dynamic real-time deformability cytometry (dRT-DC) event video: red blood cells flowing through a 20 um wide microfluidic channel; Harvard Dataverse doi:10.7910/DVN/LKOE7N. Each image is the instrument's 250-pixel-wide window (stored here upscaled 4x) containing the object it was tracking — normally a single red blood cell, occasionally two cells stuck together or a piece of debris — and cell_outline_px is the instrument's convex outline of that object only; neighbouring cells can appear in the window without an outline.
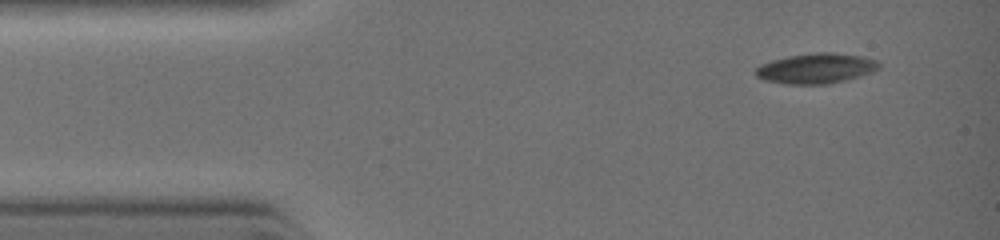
{"species": "common noctule bat (a hibernating species)", "species_latin": "Nyctalus noctula", "temperature_condition": "warm", "stored_images_in_passage": 4, "camera_frame_rate_fps": 3000, "um_per_image_px": 0.085, "animal": {"sex": "female", "body_mass_g": 19.0, "forearm_length_mm": 51.5}, "frame": {"image": 1, "passage_image": 1, "time_ms": 0.0, "image_size_px": [1000, 240], "cell_outline_px": [[880, 68], [872, 72], [844, 80], [828, 84], [784, 84], [764, 80], [756, 76], [756, 68], [760, 64], [772, 60], [788, 56], [820, 52], [832, 52], [864, 56], [876, 60], [880, 64]], "centroid_in_image_um": [69.37, 5.81], "position_along_channel_um": 15.6, "area_um2": 21.68}}
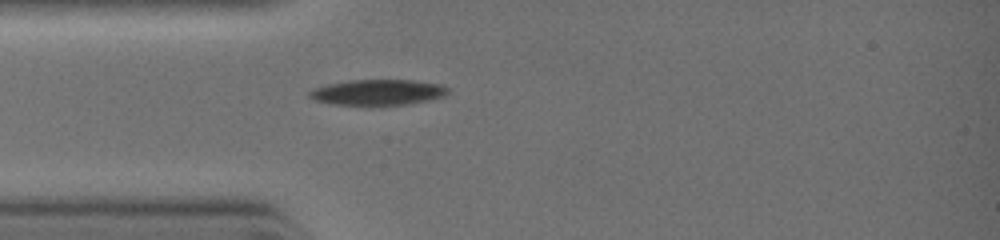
{"frame": {"image": 2, "passage_image": 4, "time_ms": 2.0, "image_size_px": [1000, 240], "cell_outline_px": [[448, 92], [444, 96], [428, 100], [408, 104], [332, 104], [316, 100], [308, 96], [308, 92], [312, 88], [328, 84], [352, 80], [412, 80], [440, 84], [448, 88]], "centroid_in_image_um": [32.1, 7.83], "position_along_channel_um": 52.9, "area_um2": 20.35}}